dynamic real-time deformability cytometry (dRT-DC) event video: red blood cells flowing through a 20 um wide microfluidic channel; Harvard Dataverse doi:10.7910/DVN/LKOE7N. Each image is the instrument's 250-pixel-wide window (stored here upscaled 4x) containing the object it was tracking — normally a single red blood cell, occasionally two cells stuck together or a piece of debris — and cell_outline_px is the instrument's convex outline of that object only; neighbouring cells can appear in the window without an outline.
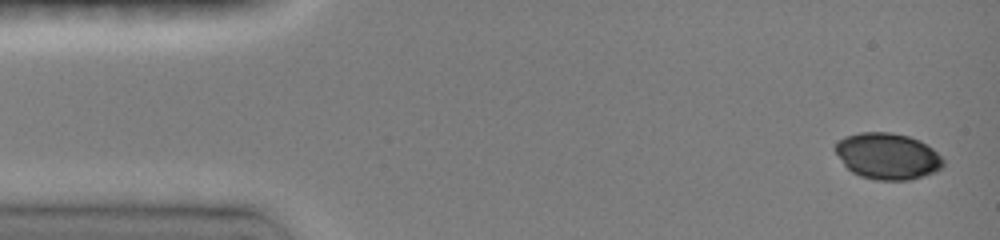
{"species": "common noctule bat (a hibernating species)", "species_latin": "Nyctalus noctula", "temperature_condition": "room temperature", "stored_images_in_passage": 26, "camera_frame_rate_fps": 3000, "um_per_image_px": 0.085, "animal": {"sex": "female", "body_mass_g": 19.0, "forearm_length_mm": 51.5}, "frame": {"image": 1, "passage_image": 1, "time_ms": 0.0, "image_size_px": [1000, 240], "cell_outline_px": [[944, 164], [936, 172], [924, 176], [908, 180], [876, 180], [860, 176], [852, 172], [844, 164], [832, 148], [844, 136], [860, 132], [888, 132], [908, 136], [920, 140], [932, 148], [944, 160]], "centroid_in_image_um": [75.43, 13.27], "position_along_channel_um": 9.6, "area_um2": 29.19}}
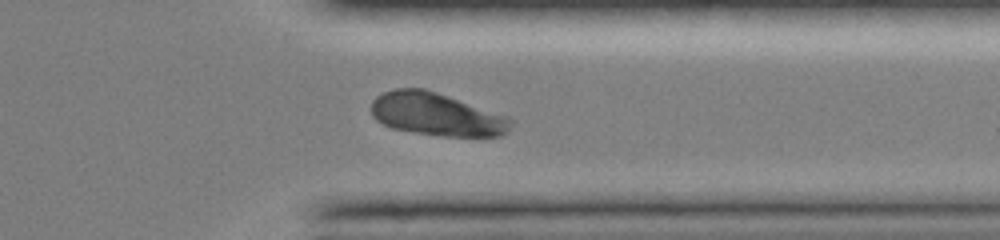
{"frame": {"image": 2, "passage_image": 21, "time_ms": 11.667, "image_size_px": [1000, 240], "cell_outline_px": [[512, 124], [508, 132], [500, 136], [444, 136], [416, 132], [392, 128], [376, 120], [372, 116], [372, 100], [376, 96], [384, 92], [396, 88], [424, 88], [508, 116], [512, 120]], "centroid_in_image_um": [37.11, 9.71], "position_along_channel_um": 374.3, "area_um2": 34.68}}
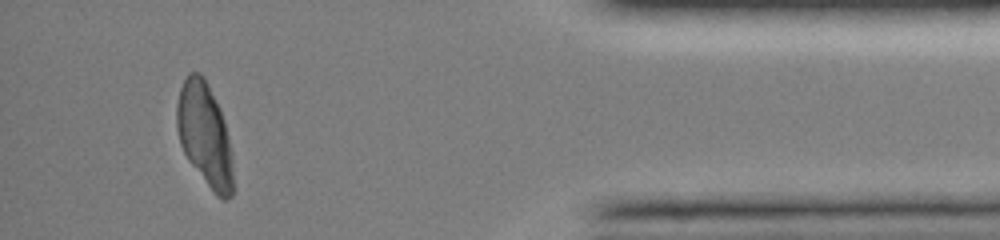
{"frame": {"image": 3, "passage_image": 24, "time_ms": 13.667, "image_size_px": [1000, 240], "cell_outline_px": [[232, 196], [228, 200], [224, 200], [216, 196], [188, 160], [180, 144], [176, 128], [176, 104], [180, 88], [188, 72], [200, 72], [204, 76], [220, 108], [224, 120], [228, 136], [232, 156]], "centroid_in_image_um": [17.39, 11.43], "position_along_channel_um": 417.8, "area_um2": 34.04}}